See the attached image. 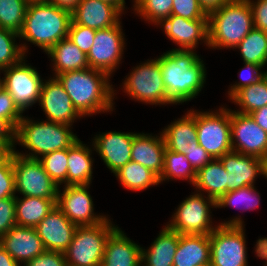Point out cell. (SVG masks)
Instances as JSON below:
<instances>
[{
    "instance_id": "obj_49",
    "label": "cell",
    "mask_w": 267,
    "mask_h": 266,
    "mask_svg": "<svg viewBox=\"0 0 267 266\" xmlns=\"http://www.w3.org/2000/svg\"><path fill=\"white\" fill-rule=\"evenodd\" d=\"M253 12L254 28L267 32V0H248Z\"/></svg>"
},
{
    "instance_id": "obj_44",
    "label": "cell",
    "mask_w": 267,
    "mask_h": 266,
    "mask_svg": "<svg viewBox=\"0 0 267 266\" xmlns=\"http://www.w3.org/2000/svg\"><path fill=\"white\" fill-rule=\"evenodd\" d=\"M23 116L10 94L3 88L0 91V118L6 119L16 129Z\"/></svg>"
},
{
    "instance_id": "obj_47",
    "label": "cell",
    "mask_w": 267,
    "mask_h": 266,
    "mask_svg": "<svg viewBox=\"0 0 267 266\" xmlns=\"http://www.w3.org/2000/svg\"><path fill=\"white\" fill-rule=\"evenodd\" d=\"M189 147L183 154L196 172L213 159L197 140L190 143Z\"/></svg>"
},
{
    "instance_id": "obj_18",
    "label": "cell",
    "mask_w": 267,
    "mask_h": 266,
    "mask_svg": "<svg viewBox=\"0 0 267 266\" xmlns=\"http://www.w3.org/2000/svg\"><path fill=\"white\" fill-rule=\"evenodd\" d=\"M160 27L173 43L179 47L175 50H194L203 43L209 47L208 19L189 20L180 16L171 15L165 19Z\"/></svg>"
},
{
    "instance_id": "obj_14",
    "label": "cell",
    "mask_w": 267,
    "mask_h": 266,
    "mask_svg": "<svg viewBox=\"0 0 267 266\" xmlns=\"http://www.w3.org/2000/svg\"><path fill=\"white\" fill-rule=\"evenodd\" d=\"M89 187L90 184L67 185L63 189L59 187L56 206L76 226H93L108 218L94 213Z\"/></svg>"
},
{
    "instance_id": "obj_37",
    "label": "cell",
    "mask_w": 267,
    "mask_h": 266,
    "mask_svg": "<svg viewBox=\"0 0 267 266\" xmlns=\"http://www.w3.org/2000/svg\"><path fill=\"white\" fill-rule=\"evenodd\" d=\"M134 13L158 27L171 16L173 0H132Z\"/></svg>"
},
{
    "instance_id": "obj_42",
    "label": "cell",
    "mask_w": 267,
    "mask_h": 266,
    "mask_svg": "<svg viewBox=\"0 0 267 266\" xmlns=\"http://www.w3.org/2000/svg\"><path fill=\"white\" fill-rule=\"evenodd\" d=\"M171 15L189 20L208 19V13L200 5L199 0H173Z\"/></svg>"
},
{
    "instance_id": "obj_53",
    "label": "cell",
    "mask_w": 267,
    "mask_h": 266,
    "mask_svg": "<svg viewBox=\"0 0 267 266\" xmlns=\"http://www.w3.org/2000/svg\"><path fill=\"white\" fill-rule=\"evenodd\" d=\"M0 266H21L11 255L0 245Z\"/></svg>"
},
{
    "instance_id": "obj_11",
    "label": "cell",
    "mask_w": 267,
    "mask_h": 266,
    "mask_svg": "<svg viewBox=\"0 0 267 266\" xmlns=\"http://www.w3.org/2000/svg\"><path fill=\"white\" fill-rule=\"evenodd\" d=\"M15 193L23 196L57 199L59 186L46 173L39 159L12 153Z\"/></svg>"
},
{
    "instance_id": "obj_16",
    "label": "cell",
    "mask_w": 267,
    "mask_h": 266,
    "mask_svg": "<svg viewBox=\"0 0 267 266\" xmlns=\"http://www.w3.org/2000/svg\"><path fill=\"white\" fill-rule=\"evenodd\" d=\"M39 106L45 113L46 120L54 123L72 126L76 119H83L56 77L43 81Z\"/></svg>"
},
{
    "instance_id": "obj_6",
    "label": "cell",
    "mask_w": 267,
    "mask_h": 266,
    "mask_svg": "<svg viewBox=\"0 0 267 266\" xmlns=\"http://www.w3.org/2000/svg\"><path fill=\"white\" fill-rule=\"evenodd\" d=\"M235 216L209 235L210 266H248L244 221Z\"/></svg>"
},
{
    "instance_id": "obj_51",
    "label": "cell",
    "mask_w": 267,
    "mask_h": 266,
    "mask_svg": "<svg viewBox=\"0 0 267 266\" xmlns=\"http://www.w3.org/2000/svg\"><path fill=\"white\" fill-rule=\"evenodd\" d=\"M249 115L258 126L267 132V106L257 109Z\"/></svg>"
},
{
    "instance_id": "obj_55",
    "label": "cell",
    "mask_w": 267,
    "mask_h": 266,
    "mask_svg": "<svg viewBox=\"0 0 267 266\" xmlns=\"http://www.w3.org/2000/svg\"><path fill=\"white\" fill-rule=\"evenodd\" d=\"M79 1L80 0H50V3L72 12L78 5Z\"/></svg>"
},
{
    "instance_id": "obj_30",
    "label": "cell",
    "mask_w": 267,
    "mask_h": 266,
    "mask_svg": "<svg viewBox=\"0 0 267 266\" xmlns=\"http://www.w3.org/2000/svg\"><path fill=\"white\" fill-rule=\"evenodd\" d=\"M78 140L68 148L67 185L91 184L94 158L92 149Z\"/></svg>"
},
{
    "instance_id": "obj_3",
    "label": "cell",
    "mask_w": 267,
    "mask_h": 266,
    "mask_svg": "<svg viewBox=\"0 0 267 266\" xmlns=\"http://www.w3.org/2000/svg\"><path fill=\"white\" fill-rule=\"evenodd\" d=\"M72 12L52 3L28 4L19 40L36 45L47 53L56 43L68 37Z\"/></svg>"
},
{
    "instance_id": "obj_24",
    "label": "cell",
    "mask_w": 267,
    "mask_h": 266,
    "mask_svg": "<svg viewBox=\"0 0 267 266\" xmlns=\"http://www.w3.org/2000/svg\"><path fill=\"white\" fill-rule=\"evenodd\" d=\"M165 149L166 145L161 132L155 136L147 133H136L132 143L131 160L160 176L164 166Z\"/></svg>"
},
{
    "instance_id": "obj_45",
    "label": "cell",
    "mask_w": 267,
    "mask_h": 266,
    "mask_svg": "<svg viewBox=\"0 0 267 266\" xmlns=\"http://www.w3.org/2000/svg\"><path fill=\"white\" fill-rule=\"evenodd\" d=\"M15 196V180L11 154V156L0 166V200Z\"/></svg>"
},
{
    "instance_id": "obj_1",
    "label": "cell",
    "mask_w": 267,
    "mask_h": 266,
    "mask_svg": "<svg viewBox=\"0 0 267 266\" xmlns=\"http://www.w3.org/2000/svg\"><path fill=\"white\" fill-rule=\"evenodd\" d=\"M168 98L182 104L196 98L206 82V67L194 50L171 49L157 57Z\"/></svg>"
},
{
    "instance_id": "obj_43",
    "label": "cell",
    "mask_w": 267,
    "mask_h": 266,
    "mask_svg": "<svg viewBox=\"0 0 267 266\" xmlns=\"http://www.w3.org/2000/svg\"><path fill=\"white\" fill-rule=\"evenodd\" d=\"M95 32L96 30L71 21L68 39L87 55L94 43Z\"/></svg>"
},
{
    "instance_id": "obj_59",
    "label": "cell",
    "mask_w": 267,
    "mask_h": 266,
    "mask_svg": "<svg viewBox=\"0 0 267 266\" xmlns=\"http://www.w3.org/2000/svg\"><path fill=\"white\" fill-rule=\"evenodd\" d=\"M265 178H267V158L264 160V176Z\"/></svg>"
},
{
    "instance_id": "obj_25",
    "label": "cell",
    "mask_w": 267,
    "mask_h": 266,
    "mask_svg": "<svg viewBox=\"0 0 267 266\" xmlns=\"http://www.w3.org/2000/svg\"><path fill=\"white\" fill-rule=\"evenodd\" d=\"M173 266H210L209 235L180 234Z\"/></svg>"
},
{
    "instance_id": "obj_26",
    "label": "cell",
    "mask_w": 267,
    "mask_h": 266,
    "mask_svg": "<svg viewBox=\"0 0 267 266\" xmlns=\"http://www.w3.org/2000/svg\"><path fill=\"white\" fill-rule=\"evenodd\" d=\"M179 238L177 231L165 225L149 248L141 247V266H173Z\"/></svg>"
},
{
    "instance_id": "obj_33",
    "label": "cell",
    "mask_w": 267,
    "mask_h": 266,
    "mask_svg": "<svg viewBox=\"0 0 267 266\" xmlns=\"http://www.w3.org/2000/svg\"><path fill=\"white\" fill-rule=\"evenodd\" d=\"M230 101L240 107L234 111L247 115L267 106V76L239 90Z\"/></svg>"
},
{
    "instance_id": "obj_27",
    "label": "cell",
    "mask_w": 267,
    "mask_h": 266,
    "mask_svg": "<svg viewBox=\"0 0 267 266\" xmlns=\"http://www.w3.org/2000/svg\"><path fill=\"white\" fill-rule=\"evenodd\" d=\"M166 148L177 153H184L189 144L197 140L195 110H188L185 115L171 122L162 130Z\"/></svg>"
},
{
    "instance_id": "obj_22",
    "label": "cell",
    "mask_w": 267,
    "mask_h": 266,
    "mask_svg": "<svg viewBox=\"0 0 267 266\" xmlns=\"http://www.w3.org/2000/svg\"><path fill=\"white\" fill-rule=\"evenodd\" d=\"M122 13L112 4L101 0H80L72 11V21L93 30L110 28L120 20Z\"/></svg>"
},
{
    "instance_id": "obj_40",
    "label": "cell",
    "mask_w": 267,
    "mask_h": 266,
    "mask_svg": "<svg viewBox=\"0 0 267 266\" xmlns=\"http://www.w3.org/2000/svg\"><path fill=\"white\" fill-rule=\"evenodd\" d=\"M46 173L60 187L67 186L68 148L57 150L39 158Z\"/></svg>"
},
{
    "instance_id": "obj_58",
    "label": "cell",
    "mask_w": 267,
    "mask_h": 266,
    "mask_svg": "<svg viewBox=\"0 0 267 266\" xmlns=\"http://www.w3.org/2000/svg\"><path fill=\"white\" fill-rule=\"evenodd\" d=\"M28 4H33V3H49L50 0H27Z\"/></svg>"
},
{
    "instance_id": "obj_57",
    "label": "cell",
    "mask_w": 267,
    "mask_h": 266,
    "mask_svg": "<svg viewBox=\"0 0 267 266\" xmlns=\"http://www.w3.org/2000/svg\"><path fill=\"white\" fill-rule=\"evenodd\" d=\"M101 1H104V2H107V3H110L112 5H114L121 13L124 12L125 10V0H101Z\"/></svg>"
},
{
    "instance_id": "obj_35",
    "label": "cell",
    "mask_w": 267,
    "mask_h": 266,
    "mask_svg": "<svg viewBox=\"0 0 267 266\" xmlns=\"http://www.w3.org/2000/svg\"><path fill=\"white\" fill-rule=\"evenodd\" d=\"M170 180H187L194 185L196 179V171L191 166L187 157L182 153H177L165 149L164 166L161 175L159 176L160 183Z\"/></svg>"
},
{
    "instance_id": "obj_10",
    "label": "cell",
    "mask_w": 267,
    "mask_h": 266,
    "mask_svg": "<svg viewBox=\"0 0 267 266\" xmlns=\"http://www.w3.org/2000/svg\"><path fill=\"white\" fill-rule=\"evenodd\" d=\"M195 124L199 145L213 159L232 151L230 109L221 106L215 111L195 110Z\"/></svg>"
},
{
    "instance_id": "obj_60",
    "label": "cell",
    "mask_w": 267,
    "mask_h": 266,
    "mask_svg": "<svg viewBox=\"0 0 267 266\" xmlns=\"http://www.w3.org/2000/svg\"><path fill=\"white\" fill-rule=\"evenodd\" d=\"M3 77L0 76V91L3 89Z\"/></svg>"
},
{
    "instance_id": "obj_17",
    "label": "cell",
    "mask_w": 267,
    "mask_h": 266,
    "mask_svg": "<svg viewBox=\"0 0 267 266\" xmlns=\"http://www.w3.org/2000/svg\"><path fill=\"white\" fill-rule=\"evenodd\" d=\"M136 133L109 131L93 138L92 147L103 160L111 173L117 172L121 167L131 161L132 143Z\"/></svg>"
},
{
    "instance_id": "obj_20",
    "label": "cell",
    "mask_w": 267,
    "mask_h": 266,
    "mask_svg": "<svg viewBox=\"0 0 267 266\" xmlns=\"http://www.w3.org/2000/svg\"><path fill=\"white\" fill-rule=\"evenodd\" d=\"M77 226L57 207L35 227L46 250L64 253Z\"/></svg>"
},
{
    "instance_id": "obj_8",
    "label": "cell",
    "mask_w": 267,
    "mask_h": 266,
    "mask_svg": "<svg viewBox=\"0 0 267 266\" xmlns=\"http://www.w3.org/2000/svg\"><path fill=\"white\" fill-rule=\"evenodd\" d=\"M132 70L122 83L123 92L131 99L149 105L174 104L167 96L157 58L148 59Z\"/></svg>"
},
{
    "instance_id": "obj_4",
    "label": "cell",
    "mask_w": 267,
    "mask_h": 266,
    "mask_svg": "<svg viewBox=\"0 0 267 266\" xmlns=\"http://www.w3.org/2000/svg\"><path fill=\"white\" fill-rule=\"evenodd\" d=\"M253 28L248 0H228L208 13L209 48L235 49Z\"/></svg>"
},
{
    "instance_id": "obj_7",
    "label": "cell",
    "mask_w": 267,
    "mask_h": 266,
    "mask_svg": "<svg viewBox=\"0 0 267 266\" xmlns=\"http://www.w3.org/2000/svg\"><path fill=\"white\" fill-rule=\"evenodd\" d=\"M117 227L109 217L97 225L77 226L64 252L67 266H101L106 241Z\"/></svg>"
},
{
    "instance_id": "obj_34",
    "label": "cell",
    "mask_w": 267,
    "mask_h": 266,
    "mask_svg": "<svg viewBox=\"0 0 267 266\" xmlns=\"http://www.w3.org/2000/svg\"><path fill=\"white\" fill-rule=\"evenodd\" d=\"M244 63H254L263 67L267 64V32L253 28L236 46Z\"/></svg>"
},
{
    "instance_id": "obj_5",
    "label": "cell",
    "mask_w": 267,
    "mask_h": 266,
    "mask_svg": "<svg viewBox=\"0 0 267 266\" xmlns=\"http://www.w3.org/2000/svg\"><path fill=\"white\" fill-rule=\"evenodd\" d=\"M28 118L23 116L16 128V144L29 152H17L15 148V153L21 156L39 159L47 153L70 148L80 140L70 125Z\"/></svg>"
},
{
    "instance_id": "obj_38",
    "label": "cell",
    "mask_w": 267,
    "mask_h": 266,
    "mask_svg": "<svg viewBox=\"0 0 267 266\" xmlns=\"http://www.w3.org/2000/svg\"><path fill=\"white\" fill-rule=\"evenodd\" d=\"M260 194L255 186H245L234 191L227 192L216 201L217 208L234 207L246 211L254 210L260 205Z\"/></svg>"
},
{
    "instance_id": "obj_2",
    "label": "cell",
    "mask_w": 267,
    "mask_h": 266,
    "mask_svg": "<svg viewBox=\"0 0 267 266\" xmlns=\"http://www.w3.org/2000/svg\"><path fill=\"white\" fill-rule=\"evenodd\" d=\"M56 77L69 95L75 109L83 116L113 112L116 90L111 77L97 69L86 68L58 74Z\"/></svg>"
},
{
    "instance_id": "obj_21",
    "label": "cell",
    "mask_w": 267,
    "mask_h": 266,
    "mask_svg": "<svg viewBox=\"0 0 267 266\" xmlns=\"http://www.w3.org/2000/svg\"><path fill=\"white\" fill-rule=\"evenodd\" d=\"M0 245L21 265L46 250L35 227L18 225L0 238Z\"/></svg>"
},
{
    "instance_id": "obj_23",
    "label": "cell",
    "mask_w": 267,
    "mask_h": 266,
    "mask_svg": "<svg viewBox=\"0 0 267 266\" xmlns=\"http://www.w3.org/2000/svg\"><path fill=\"white\" fill-rule=\"evenodd\" d=\"M101 266H141V246L118 226L106 241Z\"/></svg>"
},
{
    "instance_id": "obj_19",
    "label": "cell",
    "mask_w": 267,
    "mask_h": 266,
    "mask_svg": "<svg viewBox=\"0 0 267 266\" xmlns=\"http://www.w3.org/2000/svg\"><path fill=\"white\" fill-rule=\"evenodd\" d=\"M228 173V192L255 185L259 176H264V160L255 156L230 151L219 158Z\"/></svg>"
},
{
    "instance_id": "obj_15",
    "label": "cell",
    "mask_w": 267,
    "mask_h": 266,
    "mask_svg": "<svg viewBox=\"0 0 267 266\" xmlns=\"http://www.w3.org/2000/svg\"><path fill=\"white\" fill-rule=\"evenodd\" d=\"M232 150L243 155L267 158V132L250 115L230 109Z\"/></svg>"
},
{
    "instance_id": "obj_48",
    "label": "cell",
    "mask_w": 267,
    "mask_h": 266,
    "mask_svg": "<svg viewBox=\"0 0 267 266\" xmlns=\"http://www.w3.org/2000/svg\"><path fill=\"white\" fill-rule=\"evenodd\" d=\"M23 266H67L64 253L45 250Z\"/></svg>"
},
{
    "instance_id": "obj_28",
    "label": "cell",
    "mask_w": 267,
    "mask_h": 266,
    "mask_svg": "<svg viewBox=\"0 0 267 266\" xmlns=\"http://www.w3.org/2000/svg\"><path fill=\"white\" fill-rule=\"evenodd\" d=\"M196 192L206 194L217 201L228 192V173L219 159H212L196 172L193 187ZM205 192V193H203Z\"/></svg>"
},
{
    "instance_id": "obj_9",
    "label": "cell",
    "mask_w": 267,
    "mask_h": 266,
    "mask_svg": "<svg viewBox=\"0 0 267 266\" xmlns=\"http://www.w3.org/2000/svg\"><path fill=\"white\" fill-rule=\"evenodd\" d=\"M192 194L178 205L166 226L179 234L210 235L219 226L211 217L216 201L199 192Z\"/></svg>"
},
{
    "instance_id": "obj_56",
    "label": "cell",
    "mask_w": 267,
    "mask_h": 266,
    "mask_svg": "<svg viewBox=\"0 0 267 266\" xmlns=\"http://www.w3.org/2000/svg\"><path fill=\"white\" fill-rule=\"evenodd\" d=\"M15 148V146L0 145V166L11 156Z\"/></svg>"
},
{
    "instance_id": "obj_39",
    "label": "cell",
    "mask_w": 267,
    "mask_h": 266,
    "mask_svg": "<svg viewBox=\"0 0 267 266\" xmlns=\"http://www.w3.org/2000/svg\"><path fill=\"white\" fill-rule=\"evenodd\" d=\"M27 7V0H0V28L19 33Z\"/></svg>"
},
{
    "instance_id": "obj_41",
    "label": "cell",
    "mask_w": 267,
    "mask_h": 266,
    "mask_svg": "<svg viewBox=\"0 0 267 266\" xmlns=\"http://www.w3.org/2000/svg\"><path fill=\"white\" fill-rule=\"evenodd\" d=\"M245 65L239 72V81L228 89V97L231 99L239 90L248 85L257 83L266 75V70L261 71L263 66L254 63H244Z\"/></svg>"
},
{
    "instance_id": "obj_29",
    "label": "cell",
    "mask_w": 267,
    "mask_h": 266,
    "mask_svg": "<svg viewBox=\"0 0 267 266\" xmlns=\"http://www.w3.org/2000/svg\"><path fill=\"white\" fill-rule=\"evenodd\" d=\"M46 54L53 62V77L64 72L89 68L87 55L68 37L56 43Z\"/></svg>"
},
{
    "instance_id": "obj_32",
    "label": "cell",
    "mask_w": 267,
    "mask_h": 266,
    "mask_svg": "<svg viewBox=\"0 0 267 266\" xmlns=\"http://www.w3.org/2000/svg\"><path fill=\"white\" fill-rule=\"evenodd\" d=\"M114 175L125 189L131 191H143L160 184L159 176L156 173L132 160Z\"/></svg>"
},
{
    "instance_id": "obj_12",
    "label": "cell",
    "mask_w": 267,
    "mask_h": 266,
    "mask_svg": "<svg viewBox=\"0 0 267 266\" xmlns=\"http://www.w3.org/2000/svg\"><path fill=\"white\" fill-rule=\"evenodd\" d=\"M24 57L19 63L0 71L3 73V87L10 94L16 106L23 113L39 103L43 79L35 67Z\"/></svg>"
},
{
    "instance_id": "obj_54",
    "label": "cell",
    "mask_w": 267,
    "mask_h": 266,
    "mask_svg": "<svg viewBox=\"0 0 267 266\" xmlns=\"http://www.w3.org/2000/svg\"><path fill=\"white\" fill-rule=\"evenodd\" d=\"M228 0H199L200 5L209 13L214 9L220 8Z\"/></svg>"
},
{
    "instance_id": "obj_50",
    "label": "cell",
    "mask_w": 267,
    "mask_h": 266,
    "mask_svg": "<svg viewBox=\"0 0 267 266\" xmlns=\"http://www.w3.org/2000/svg\"><path fill=\"white\" fill-rule=\"evenodd\" d=\"M16 129L4 118H0V145L16 146Z\"/></svg>"
},
{
    "instance_id": "obj_46",
    "label": "cell",
    "mask_w": 267,
    "mask_h": 266,
    "mask_svg": "<svg viewBox=\"0 0 267 266\" xmlns=\"http://www.w3.org/2000/svg\"><path fill=\"white\" fill-rule=\"evenodd\" d=\"M16 225L15 197L0 200V238Z\"/></svg>"
},
{
    "instance_id": "obj_13",
    "label": "cell",
    "mask_w": 267,
    "mask_h": 266,
    "mask_svg": "<svg viewBox=\"0 0 267 266\" xmlns=\"http://www.w3.org/2000/svg\"><path fill=\"white\" fill-rule=\"evenodd\" d=\"M121 21L116 25L96 30L94 43L87 54L89 67L101 70L112 77L119 68L125 49V34Z\"/></svg>"
},
{
    "instance_id": "obj_31",
    "label": "cell",
    "mask_w": 267,
    "mask_h": 266,
    "mask_svg": "<svg viewBox=\"0 0 267 266\" xmlns=\"http://www.w3.org/2000/svg\"><path fill=\"white\" fill-rule=\"evenodd\" d=\"M57 199L15 196L16 225L36 227L56 206Z\"/></svg>"
},
{
    "instance_id": "obj_52",
    "label": "cell",
    "mask_w": 267,
    "mask_h": 266,
    "mask_svg": "<svg viewBox=\"0 0 267 266\" xmlns=\"http://www.w3.org/2000/svg\"><path fill=\"white\" fill-rule=\"evenodd\" d=\"M255 256L265 260V265L267 266V237L259 238L255 245Z\"/></svg>"
},
{
    "instance_id": "obj_36",
    "label": "cell",
    "mask_w": 267,
    "mask_h": 266,
    "mask_svg": "<svg viewBox=\"0 0 267 266\" xmlns=\"http://www.w3.org/2000/svg\"><path fill=\"white\" fill-rule=\"evenodd\" d=\"M17 38H19L18 33L0 28V71L27 57L25 54L28 52L29 46H26V42L18 44Z\"/></svg>"
}]
</instances>
